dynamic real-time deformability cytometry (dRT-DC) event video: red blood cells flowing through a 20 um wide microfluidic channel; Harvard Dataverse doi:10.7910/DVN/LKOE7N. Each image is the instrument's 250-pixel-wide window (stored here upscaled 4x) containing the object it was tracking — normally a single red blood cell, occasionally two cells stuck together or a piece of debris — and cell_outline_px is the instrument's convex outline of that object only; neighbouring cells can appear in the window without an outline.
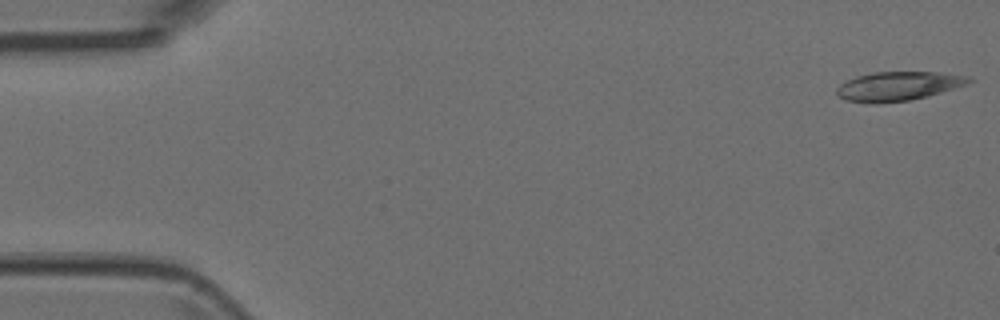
{"species": "Egyptian fruit bat (a non-hibernating species)", "species_latin": "Rousettus aegyptiacus", "temperature_condition": "room temperature", "stored_images_in_passage": 6, "camera_frame_rate_fps": 3000, "um_per_image_px": 0.085, "animal": {"sex": "female"}, "frame": {"image": 1, "passage_image": 1, "time_ms": 0.0, "image_size_px": [1000, 320], "cell_outline_px": [[972, 80], [968, 84], [924, 96], [908, 100], [872, 104], [848, 100], [840, 96], [836, 92], [836, 88], [840, 84], [856, 76], [872, 72], [936, 72], [972, 76]], "centroid_in_image_um": [76.34, 7.31], "position_along_channel_um": 8.7, "area_um2": 22.08}}
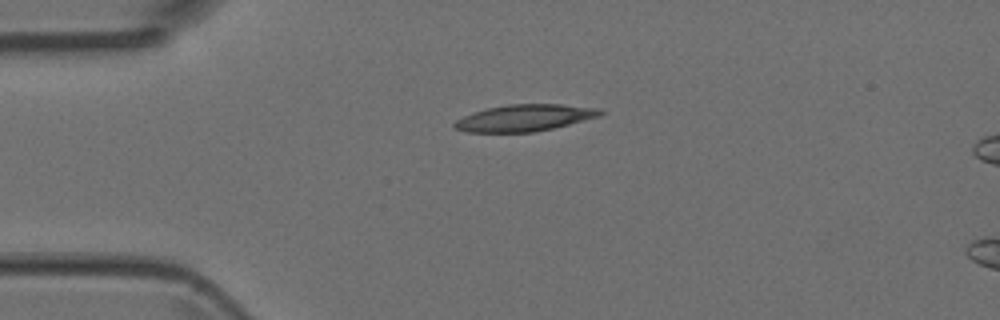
{"frame": {"image": 2, "passage_image": 4, "time_ms": 1.0, "image_size_px": [1000, 320], "cell_outline_px": [[604, 112], [600, 116], [552, 128], [532, 132], [464, 132], [452, 128], [452, 124], [456, 120], [472, 112], [488, 108], [508, 104], [560, 104], [600, 108]], "centroid_in_image_um": [44.55, 10.02], "position_along_channel_um": 40.5, "area_um2": 22.66}}